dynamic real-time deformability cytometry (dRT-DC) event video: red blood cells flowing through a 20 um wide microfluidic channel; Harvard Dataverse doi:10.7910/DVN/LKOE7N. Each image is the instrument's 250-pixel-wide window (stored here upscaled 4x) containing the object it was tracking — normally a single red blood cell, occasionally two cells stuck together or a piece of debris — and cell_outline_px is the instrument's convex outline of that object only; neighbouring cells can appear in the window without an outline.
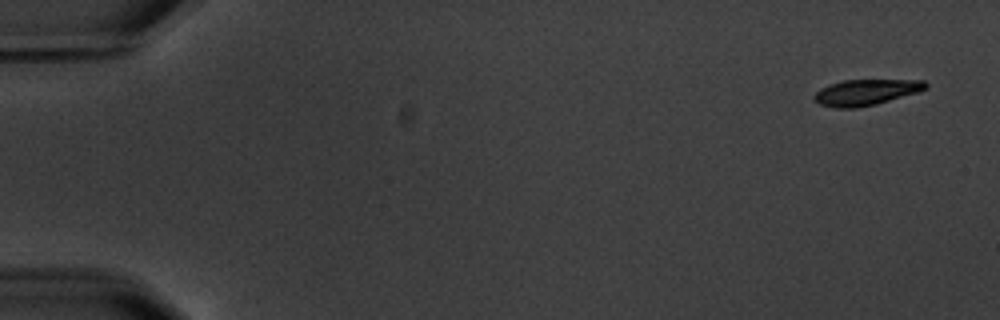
{"species": "common noctule bat (a hibernating species)", "species_latin": "Nyctalus noctula", "temperature_condition": "warm", "stored_images_in_passage": 15, "camera_frame_rate_fps": 3000, "um_per_image_px": 0.085, "animal": {"sex": "male", "body_mass_g": 20.1, "forearm_length_mm": 53.5}, "frame": {"image": 1, "passage_image": 1, "time_ms": 0.0, "image_size_px": [1000, 320], "cell_outline_px": [[928, 84], [924, 88], [916, 92], [876, 104], [856, 108], [836, 108], [820, 104], [812, 100], [812, 96], [820, 88], [828, 84], [844, 80], [924, 80]], "centroid_in_image_um": [73.51, 7.84], "position_along_channel_um": 11.5, "area_um2": 16.7}}
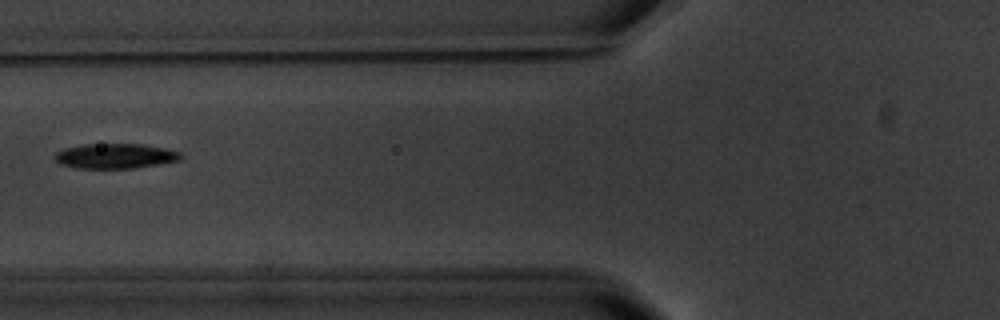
{"frame": {"image": 2, "passage_image": 6, "time_ms": 7.0, "image_size_px": [1000, 320], "cell_outline_px": [[184, 156], [180, 160], [132, 168], [76, 168], [60, 164], [52, 156], [56, 152], [64, 148], [84, 144], [140, 144], [164, 148], [180, 152]], "centroid_in_image_um": [9.76, 13.26], "position_along_channel_um": 116.0, "area_um2": 18.26}}
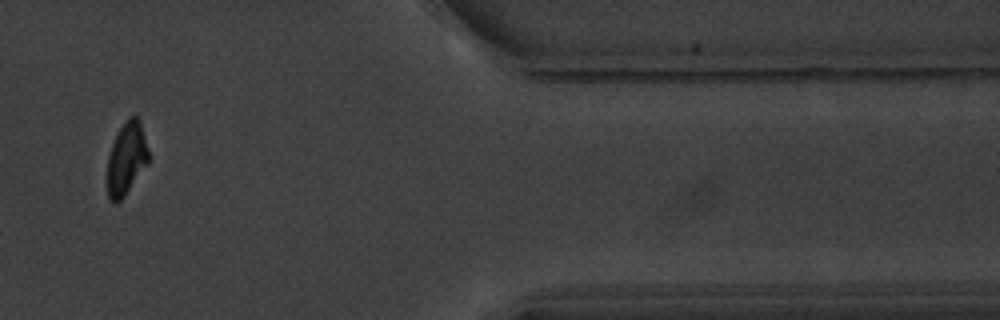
{"frame": {"image": 3, "passage_image": 13, "time_ms": 16.0, "image_size_px": [1000, 320], "cell_outline_px": [[148, 164], [124, 196], [116, 204], [108, 200], [108, 156], [112, 144], [120, 128], [128, 116], [136, 116], [140, 120], [148, 148]], "centroid_in_image_um": [10.76, 13.48], "position_along_channel_um": 400.6, "area_um2": 17.34}, "authors_computed_cell_mechanics": {"area_um2": 17.8024, "velocity_mm_per_s": 3.5244, "shape_relaxation_time_tau1_ms": 2.8224, "shape_relaxation_time_tau2_ms": 4.649, "deformation_change_tau1": 0.1348, "deformation_change_tau2": 0.0888}}